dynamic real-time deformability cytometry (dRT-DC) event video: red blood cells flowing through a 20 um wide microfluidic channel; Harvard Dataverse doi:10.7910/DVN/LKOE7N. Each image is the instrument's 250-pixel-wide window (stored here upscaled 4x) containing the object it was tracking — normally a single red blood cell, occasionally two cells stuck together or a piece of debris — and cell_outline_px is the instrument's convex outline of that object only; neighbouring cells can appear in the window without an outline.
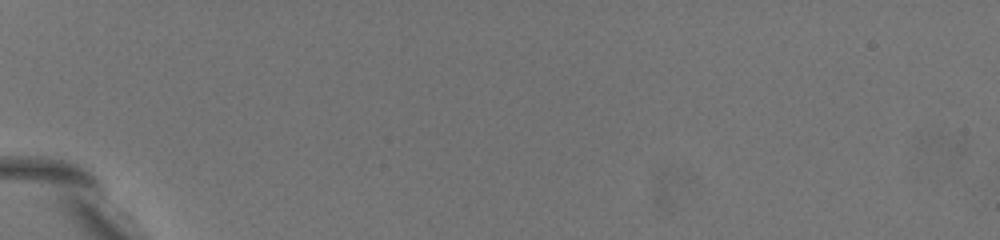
{"species": "common noctule bat (a hibernating species)", "species_latin": "Nyctalus noctula", "temperature_condition": "warm", "stored_images_in_passage": 1, "camera_frame_rate_fps": 3000, "um_per_image_px": 0.085, "animal": {"sex": "female", "body_mass_g": 19.5, "forearm_length_mm": 54.1}, "frame": {"image": 1, "passage_image": 1, "time_ms": 0.0, "image_size_px": [1000, 240], "cell_outline_px": [[192, 216], [184, 216], [168, 208], [120, 168], [116, 164], [92, 132], [112, 136], [128, 140], [160, 172], [192, 212]], "centroid_in_image_um": [12.14, 14.63], "position_along_channel_um": 72.9, "area_um2": 16.88}}